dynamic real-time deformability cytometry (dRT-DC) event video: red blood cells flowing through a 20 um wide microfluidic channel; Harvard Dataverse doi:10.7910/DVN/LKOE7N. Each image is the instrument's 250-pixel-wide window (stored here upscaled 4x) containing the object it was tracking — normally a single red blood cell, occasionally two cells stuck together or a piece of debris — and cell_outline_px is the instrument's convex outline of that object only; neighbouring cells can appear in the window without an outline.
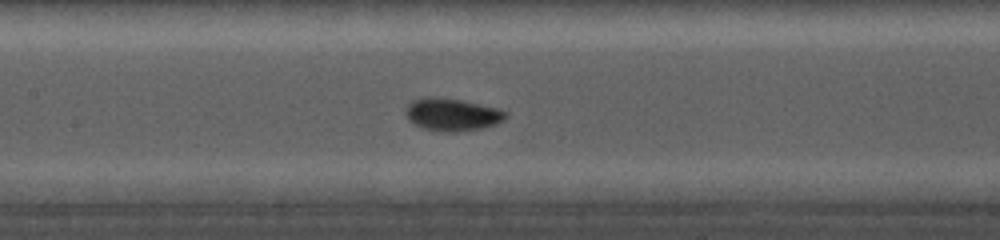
{"species": "common noctule bat (a hibernating species)", "species_latin": "Nyctalus noctula", "temperature_condition": "cold", "stored_images_in_passage": 24, "camera_frame_rate_fps": 5000, "um_per_image_px": 0.085, "animal": {"sex": "female", "body_mass_g": 19.0, "forearm_length_mm": 56.7}, "frame": {"image": 1, "passage_image": 11, "time_ms": 8.4, "image_size_px": [1000, 240], "cell_outline_px": [[508, 116], [504, 120], [496, 124], [480, 128], [452, 132], [440, 132], [424, 128], [408, 120], [404, 112], [408, 104], [412, 100], [428, 96], [432, 96], [460, 100], [500, 108], [508, 112]], "centroid_in_image_um": [38.44, 9.72], "position_along_channel_um": 169.0, "area_um2": 19.07}}
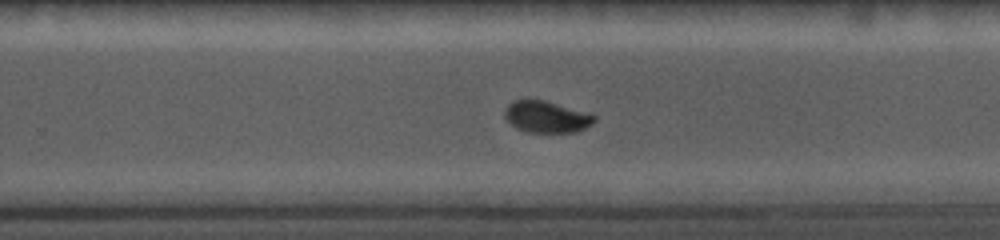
{"frame": {"image": 2, "passage_image": 17, "time_ms": 11.4, "image_size_px": [1000, 240], "cell_outline_px": [[596, 120], [592, 124], [576, 132], [528, 132], [516, 128], [504, 116], [504, 108], [512, 100], [544, 100], [592, 112], [596, 116]], "centroid_in_image_um": [46.49, 9.91], "position_along_channel_um": 283.3, "area_um2": 16.76}}
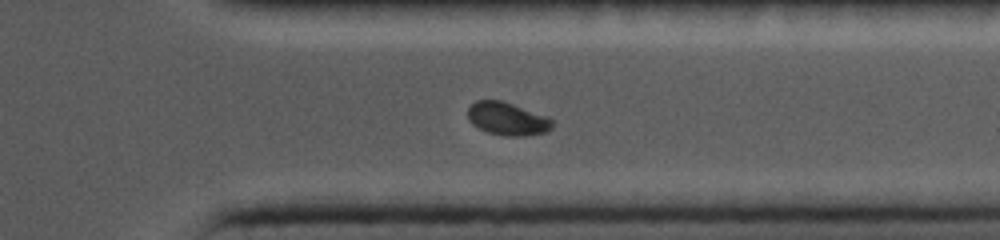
{"frame": {"image": 3, "passage_image": 22, "time_ms": 13.6, "image_size_px": [1000, 240], "cell_outline_px": [[552, 128], [548, 132], [524, 136], [508, 136], [488, 132], [472, 124], [468, 120], [468, 108], [476, 100], [500, 100], [548, 116], [552, 120]], "centroid_in_image_um": [43.14, 10.1], "position_along_channel_um": 368.3, "area_um2": 16.18}}